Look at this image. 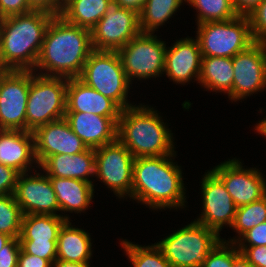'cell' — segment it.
Segmentation results:
<instances>
[{
  "instance_id": "1",
  "label": "cell",
  "mask_w": 266,
  "mask_h": 267,
  "mask_svg": "<svg viewBox=\"0 0 266 267\" xmlns=\"http://www.w3.org/2000/svg\"><path fill=\"white\" fill-rule=\"evenodd\" d=\"M91 31L55 15L49 23L34 73L78 78L93 51ZM46 71V72H43Z\"/></svg>"
},
{
  "instance_id": "2",
  "label": "cell",
  "mask_w": 266,
  "mask_h": 267,
  "mask_svg": "<svg viewBox=\"0 0 266 267\" xmlns=\"http://www.w3.org/2000/svg\"><path fill=\"white\" fill-rule=\"evenodd\" d=\"M174 156L135 158L130 198L154 210L186 207L182 170Z\"/></svg>"
},
{
  "instance_id": "3",
  "label": "cell",
  "mask_w": 266,
  "mask_h": 267,
  "mask_svg": "<svg viewBox=\"0 0 266 267\" xmlns=\"http://www.w3.org/2000/svg\"><path fill=\"white\" fill-rule=\"evenodd\" d=\"M55 15L43 10L0 19V42L9 70L33 71L49 23Z\"/></svg>"
},
{
  "instance_id": "4",
  "label": "cell",
  "mask_w": 266,
  "mask_h": 267,
  "mask_svg": "<svg viewBox=\"0 0 266 267\" xmlns=\"http://www.w3.org/2000/svg\"><path fill=\"white\" fill-rule=\"evenodd\" d=\"M157 112L145 104H135L121 111L117 139L134 158L176 153L173 133Z\"/></svg>"
},
{
  "instance_id": "5",
  "label": "cell",
  "mask_w": 266,
  "mask_h": 267,
  "mask_svg": "<svg viewBox=\"0 0 266 267\" xmlns=\"http://www.w3.org/2000/svg\"><path fill=\"white\" fill-rule=\"evenodd\" d=\"M220 237L194 220L155 244L172 267H201Z\"/></svg>"
},
{
  "instance_id": "6",
  "label": "cell",
  "mask_w": 266,
  "mask_h": 267,
  "mask_svg": "<svg viewBox=\"0 0 266 267\" xmlns=\"http://www.w3.org/2000/svg\"><path fill=\"white\" fill-rule=\"evenodd\" d=\"M78 79L113 100L122 110L134 106L127 99L131 83L117 51L93 50Z\"/></svg>"
},
{
  "instance_id": "7",
  "label": "cell",
  "mask_w": 266,
  "mask_h": 267,
  "mask_svg": "<svg viewBox=\"0 0 266 267\" xmlns=\"http://www.w3.org/2000/svg\"><path fill=\"white\" fill-rule=\"evenodd\" d=\"M67 85V78L44 76L31 71L26 131L34 132L40 126L65 118Z\"/></svg>"
},
{
  "instance_id": "8",
  "label": "cell",
  "mask_w": 266,
  "mask_h": 267,
  "mask_svg": "<svg viewBox=\"0 0 266 267\" xmlns=\"http://www.w3.org/2000/svg\"><path fill=\"white\" fill-rule=\"evenodd\" d=\"M202 56L233 58L255 43L248 16L197 24Z\"/></svg>"
},
{
  "instance_id": "9",
  "label": "cell",
  "mask_w": 266,
  "mask_h": 267,
  "mask_svg": "<svg viewBox=\"0 0 266 267\" xmlns=\"http://www.w3.org/2000/svg\"><path fill=\"white\" fill-rule=\"evenodd\" d=\"M166 43L154 33L141 32L117 52L130 83L135 78L146 80L162 76L165 66Z\"/></svg>"
},
{
  "instance_id": "10",
  "label": "cell",
  "mask_w": 266,
  "mask_h": 267,
  "mask_svg": "<svg viewBox=\"0 0 266 267\" xmlns=\"http://www.w3.org/2000/svg\"><path fill=\"white\" fill-rule=\"evenodd\" d=\"M141 33L139 14L110 0L104 16L91 30L94 50L118 51Z\"/></svg>"
},
{
  "instance_id": "11",
  "label": "cell",
  "mask_w": 266,
  "mask_h": 267,
  "mask_svg": "<svg viewBox=\"0 0 266 267\" xmlns=\"http://www.w3.org/2000/svg\"><path fill=\"white\" fill-rule=\"evenodd\" d=\"M134 156L118 140L95 149V177L119 199L131 197Z\"/></svg>"
},
{
  "instance_id": "12",
  "label": "cell",
  "mask_w": 266,
  "mask_h": 267,
  "mask_svg": "<svg viewBox=\"0 0 266 267\" xmlns=\"http://www.w3.org/2000/svg\"><path fill=\"white\" fill-rule=\"evenodd\" d=\"M31 71L0 72V130L26 131Z\"/></svg>"
},
{
  "instance_id": "13",
  "label": "cell",
  "mask_w": 266,
  "mask_h": 267,
  "mask_svg": "<svg viewBox=\"0 0 266 267\" xmlns=\"http://www.w3.org/2000/svg\"><path fill=\"white\" fill-rule=\"evenodd\" d=\"M201 180L203 210L194 220L220 235L223 226H232L237 206L223 181L212 170L205 172Z\"/></svg>"
},
{
  "instance_id": "14",
  "label": "cell",
  "mask_w": 266,
  "mask_h": 267,
  "mask_svg": "<svg viewBox=\"0 0 266 267\" xmlns=\"http://www.w3.org/2000/svg\"><path fill=\"white\" fill-rule=\"evenodd\" d=\"M237 158L213 167L212 171L223 181L229 195L238 207L250 204L266 195V179L259 169L242 166Z\"/></svg>"
},
{
  "instance_id": "15",
  "label": "cell",
  "mask_w": 266,
  "mask_h": 267,
  "mask_svg": "<svg viewBox=\"0 0 266 267\" xmlns=\"http://www.w3.org/2000/svg\"><path fill=\"white\" fill-rule=\"evenodd\" d=\"M232 63V102L266 89V51L263 43L255 42L245 51L237 53Z\"/></svg>"
},
{
  "instance_id": "16",
  "label": "cell",
  "mask_w": 266,
  "mask_h": 267,
  "mask_svg": "<svg viewBox=\"0 0 266 267\" xmlns=\"http://www.w3.org/2000/svg\"><path fill=\"white\" fill-rule=\"evenodd\" d=\"M36 172L37 170L34 175L28 174L31 172L19 174L13 193L15 201L19 204L23 215H60L57 214L60 208L49 176Z\"/></svg>"
},
{
  "instance_id": "17",
  "label": "cell",
  "mask_w": 266,
  "mask_h": 267,
  "mask_svg": "<svg viewBox=\"0 0 266 267\" xmlns=\"http://www.w3.org/2000/svg\"><path fill=\"white\" fill-rule=\"evenodd\" d=\"M33 135L37 166L51 155H73L87 149L65 118L38 127Z\"/></svg>"
},
{
  "instance_id": "18",
  "label": "cell",
  "mask_w": 266,
  "mask_h": 267,
  "mask_svg": "<svg viewBox=\"0 0 266 267\" xmlns=\"http://www.w3.org/2000/svg\"><path fill=\"white\" fill-rule=\"evenodd\" d=\"M201 64L202 53L198 39L181 38L173 46L167 47L163 74L178 85H186L193 78L198 83Z\"/></svg>"
},
{
  "instance_id": "19",
  "label": "cell",
  "mask_w": 266,
  "mask_h": 267,
  "mask_svg": "<svg viewBox=\"0 0 266 267\" xmlns=\"http://www.w3.org/2000/svg\"><path fill=\"white\" fill-rule=\"evenodd\" d=\"M122 109L110 98L87 86L78 78H69L66 112H84L110 117L117 124Z\"/></svg>"
},
{
  "instance_id": "20",
  "label": "cell",
  "mask_w": 266,
  "mask_h": 267,
  "mask_svg": "<svg viewBox=\"0 0 266 267\" xmlns=\"http://www.w3.org/2000/svg\"><path fill=\"white\" fill-rule=\"evenodd\" d=\"M65 119L87 148L97 149L117 139L118 124L110 117L66 112Z\"/></svg>"
},
{
  "instance_id": "21",
  "label": "cell",
  "mask_w": 266,
  "mask_h": 267,
  "mask_svg": "<svg viewBox=\"0 0 266 267\" xmlns=\"http://www.w3.org/2000/svg\"><path fill=\"white\" fill-rule=\"evenodd\" d=\"M34 163L37 164L33 132L0 130V164L21 174L29 172Z\"/></svg>"
},
{
  "instance_id": "22",
  "label": "cell",
  "mask_w": 266,
  "mask_h": 267,
  "mask_svg": "<svg viewBox=\"0 0 266 267\" xmlns=\"http://www.w3.org/2000/svg\"><path fill=\"white\" fill-rule=\"evenodd\" d=\"M39 167L49 177L78 179L94 184L89 177L95 175V149L87 148L73 155H51Z\"/></svg>"
},
{
  "instance_id": "23",
  "label": "cell",
  "mask_w": 266,
  "mask_h": 267,
  "mask_svg": "<svg viewBox=\"0 0 266 267\" xmlns=\"http://www.w3.org/2000/svg\"><path fill=\"white\" fill-rule=\"evenodd\" d=\"M56 193L61 213H81L88 209L94 197V184L71 178L49 177ZM66 211V212H65Z\"/></svg>"
},
{
  "instance_id": "24",
  "label": "cell",
  "mask_w": 266,
  "mask_h": 267,
  "mask_svg": "<svg viewBox=\"0 0 266 267\" xmlns=\"http://www.w3.org/2000/svg\"><path fill=\"white\" fill-rule=\"evenodd\" d=\"M88 232L72 226L66 220L58 233L57 258L67 262L85 263L92 256V242Z\"/></svg>"
},
{
  "instance_id": "25",
  "label": "cell",
  "mask_w": 266,
  "mask_h": 267,
  "mask_svg": "<svg viewBox=\"0 0 266 267\" xmlns=\"http://www.w3.org/2000/svg\"><path fill=\"white\" fill-rule=\"evenodd\" d=\"M234 79L232 58L202 56L201 73L198 83L209 91L227 93L232 101Z\"/></svg>"
},
{
  "instance_id": "26",
  "label": "cell",
  "mask_w": 266,
  "mask_h": 267,
  "mask_svg": "<svg viewBox=\"0 0 266 267\" xmlns=\"http://www.w3.org/2000/svg\"><path fill=\"white\" fill-rule=\"evenodd\" d=\"M67 215H23L19 241H57L58 233Z\"/></svg>"
},
{
  "instance_id": "27",
  "label": "cell",
  "mask_w": 266,
  "mask_h": 267,
  "mask_svg": "<svg viewBox=\"0 0 266 267\" xmlns=\"http://www.w3.org/2000/svg\"><path fill=\"white\" fill-rule=\"evenodd\" d=\"M110 0H64L60 16L68 23L92 30L104 16Z\"/></svg>"
},
{
  "instance_id": "28",
  "label": "cell",
  "mask_w": 266,
  "mask_h": 267,
  "mask_svg": "<svg viewBox=\"0 0 266 267\" xmlns=\"http://www.w3.org/2000/svg\"><path fill=\"white\" fill-rule=\"evenodd\" d=\"M186 0H146L139 14L140 29L143 33H155L164 25Z\"/></svg>"
},
{
  "instance_id": "29",
  "label": "cell",
  "mask_w": 266,
  "mask_h": 267,
  "mask_svg": "<svg viewBox=\"0 0 266 267\" xmlns=\"http://www.w3.org/2000/svg\"><path fill=\"white\" fill-rule=\"evenodd\" d=\"M266 221V195L250 204L238 207L230 228L238 233V238L224 240L235 243L245 232Z\"/></svg>"
},
{
  "instance_id": "30",
  "label": "cell",
  "mask_w": 266,
  "mask_h": 267,
  "mask_svg": "<svg viewBox=\"0 0 266 267\" xmlns=\"http://www.w3.org/2000/svg\"><path fill=\"white\" fill-rule=\"evenodd\" d=\"M120 244L133 267H172L155 243L141 246L125 239Z\"/></svg>"
},
{
  "instance_id": "31",
  "label": "cell",
  "mask_w": 266,
  "mask_h": 267,
  "mask_svg": "<svg viewBox=\"0 0 266 267\" xmlns=\"http://www.w3.org/2000/svg\"><path fill=\"white\" fill-rule=\"evenodd\" d=\"M197 11V24L226 21L238 16L232 0H186Z\"/></svg>"
},
{
  "instance_id": "32",
  "label": "cell",
  "mask_w": 266,
  "mask_h": 267,
  "mask_svg": "<svg viewBox=\"0 0 266 267\" xmlns=\"http://www.w3.org/2000/svg\"><path fill=\"white\" fill-rule=\"evenodd\" d=\"M23 213L14 195L0 196V233L19 238Z\"/></svg>"
},
{
  "instance_id": "33",
  "label": "cell",
  "mask_w": 266,
  "mask_h": 267,
  "mask_svg": "<svg viewBox=\"0 0 266 267\" xmlns=\"http://www.w3.org/2000/svg\"><path fill=\"white\" fill-rule=\"evenodd\" d=\"M240 253L235 243L221 239L210 251L201 267H231L233 259Z\"/></svg>"
},
{
  "instance_id": "34",
  "label": "cell",
  "mask_w": 266,
  "mask_h": 267,
  "mask_svg": "<svg viewBox=\"0 0 266 267\" xmlns=\"http://www.w3.org/2000/svg\"><path fill=\"white\" fill-rule=\"evenodd\" d=\"M21 250L30 255L47 259L51 264L57 258V241H19Z\"/></svg>"
},
{
  "instance_id": "35",
  "label": "cell",
  "mask_w": 266,
  "mask_h": 267,
  "mask_svg": "<svg viewBox=\"0 0 266 267\" xmlns=\"http://www.w3.org/2000/svg\"><path fill=\"white\" fill-rule=\"evenodd\" d=\"M251 26V33L255 42L266 41V0H264L248 16Z\"/></svg>"
},
{
  "instance_id": "36",
  "label": "cell",
  "mask_w": 266,
  "mask_h": 267,
  "mask_svg": "<svg viewBox=\"0 0 266 267\" xmlns=\"http://www.w3.org/2000/svg\"><path fill=\"white\" fill-rule=\"evenodd\" d=\"M236 246H266V221L245 232L236 242Z\"/></svg>"
},
{
  "instance_id": "37",
  "label": "cell",
  "mask_w": 266,
  "mask_h": 267,
  "mask_svg": "<svg viewBox=\"0 0 266 267\" xmlns=\"http://www.w3.org/2000/svg\"><path fill=\"white\" fill-rule=\"evenodd\" d=\"M19 174L14 168L0 164V196L14 193Z\"/></svg>"
},
{
  "instance_id": "38",
  "label": "cell",
  "mask_w": 266,
  "mask_h": 267,
  "mask_svg": "<svg viewBox=\"0 0 266 267\" xmlns=\"http://www.w3.org/2000/svg\"><path fill=\"white\" fill-rule=\"evenodd\" d=\"M21 250L19 238H13L0 251V267H17Z\"/></svg>"
},
{
  "instance_id": "39",
  "label": "cell",
  "mask_w": 266,
  "mask_h": 267,
  "mask_svg": "<svg viewBox=\"0 0 266 267\" xmlns=\"http://www.w3.org/2000/svg\"><path fill=\"white\" fill-rule=\"evenodd\" d=\"M253 267H266V246H236Z\"/></svg>"
},
{
  "instance_id": "40",
  "label": "cell",
  "mask_w": 266,
  "mask_h": 267,
  "mask_svg": "<svg viewBox=\"0 0 266 267\" xmlns=\"http://www.w3.org/2000/svg\"><path fill=\"white\" fill-rule=\"evenodd\" d=\"M28 0H0V19L32 11Z\"/></svg>"
},
{
  "instance_id": "41",
  "label": "cell",
  "mask_w": 266,
  "mask_h": 267,
  "mask_svg": "<svg viewBox=\"0 0 266 267\" xmlns=\"http://www.w3.org/2000/svg\"><path fill=\"white\" fill-rule=\"evenodd\" d=\"M28 3L33 10H43L54 15H59L64 0H28Z\"/></svg>"
},
{
  "instance_id": "42",
  "label": "cell",
  "mask_w": 266,
  "mask_h": 267,
  "mask_svg": "<svg viewBox=\"0 0 266 267\" xmlns=\"http://www.w3.org/2000/svg\"><path fill=\"white\" fill-rule=\"evenodd\" d=\"M17 267H52L47 259H42L36 255H30L20 250Z\"/></svg>"
},
{
  "instance_id": "43",
  "label": "cell",
  "mask_w": 266,
  "mask_h": 267,
  "mask_svg": "<svg viewBox=\"0 0 266 267\" xmlns=\"http://www.w3.org/2000/svg\"><path fill=\"white\" fill-rule=\"evenodd\" d=\"M264 0H232L238 16H249Z\"/></svg>"
},
{
  "instance_id": "44",
  "label": "cell",
  "mask_w": 266,
  "mask_h": 267,
  "mask_svg": "<svg viewBox=\"0 0 266 267\" xmlns=\"http://www.w3.org/2000/svg\"><path fill=\"white\" fill-rule=\"evenodd\" d=\"M116 1L120 4L121 8L133 10L138 14L141 13L146 2V0H116Z\"/></svg>"
},
{
  "instance_id": "45",
  "label": "cell",
  "mask_w": 266,
  "mask_h": 267,
  "mask_svg": "<svg viewBox=\"0 0 266 267\" xmlns=\"http://www.w3.org/2000/svg\"><path fill=\"white\" fill-rule=\"evenodd\" d=\"M90 262H85V263H77V262H67V261H62L56 259L52 267H90Z\"/></svg>"
},
{
  "instance_id": "46",
  "label": "cell",
  "mask_w": 266,
  "mask_h": 267,
  "mask_svg": "<svg viewBox=\"0 0 266 267\" xmlns=\"http://www.w3.org/2000/svg\"><path fill=\"white\" fill-rule=\"evenodd\" d=\"M231 267H253L240 252L234 259Z\"/></svg>"
},
{
  "instance_id": "47",
  "label": "cell",
  "mask_w": 266,
  "mask_h": 267,
  "mask_svg": "<svg viewBox=\"0 0 266 267\" xmlns=\"http://www.w3.org/2000/svg\"><path fill=\"white\" fill-rule=\"evenodd\" d=\"M255 130L258 132V134L266 137V118L261 119V121L257 123Z\"/></svg>"
},
{
  "instance_id": "48",
  "label": "cell",
  "mask_w": 266,
  "mask_h": 267,
  "mask_svg": "<svg viewBox=\"0 0 266 267\" xmlns=\"http://www.w3.org/2000/svg\"><path fill=\"white\" fill-rule=\"evenodd\" d=\"M13 238L11 236H8L4 233H0V251L5 246L8 244Z\"/></svg>"
},
{
  "instance_id": "49",
  "label": "cell",
  "mask_w": 266,
  "mask_h": 267,
  "mask_svg": "<svg viewBox=\"0 0 266 267\" xmlns=\"http://www.w3.org/2000/svg\"><path fill=\"white\" fill-rule=\"evenodd\" d=\"M7 71L10 70L5 66L4 59L2 56L1 42H0V72H7Z\"/></svg>"
},
{
  "instance_id": "50",
  "label": "cell",
  "mask_w": 266,
  "mask_h": 267,
  "mask_svg": "<svg viewBox=\"0 0 266 267\" xmlns=\"http://www.w3.org/2000/svg\"><path fill=\"white\" fill-rule=\"evenodd\" d=\"M263 44H264V48H265V51H266V41H265V42H263Z\"/></svg>"
}]
</instances>
